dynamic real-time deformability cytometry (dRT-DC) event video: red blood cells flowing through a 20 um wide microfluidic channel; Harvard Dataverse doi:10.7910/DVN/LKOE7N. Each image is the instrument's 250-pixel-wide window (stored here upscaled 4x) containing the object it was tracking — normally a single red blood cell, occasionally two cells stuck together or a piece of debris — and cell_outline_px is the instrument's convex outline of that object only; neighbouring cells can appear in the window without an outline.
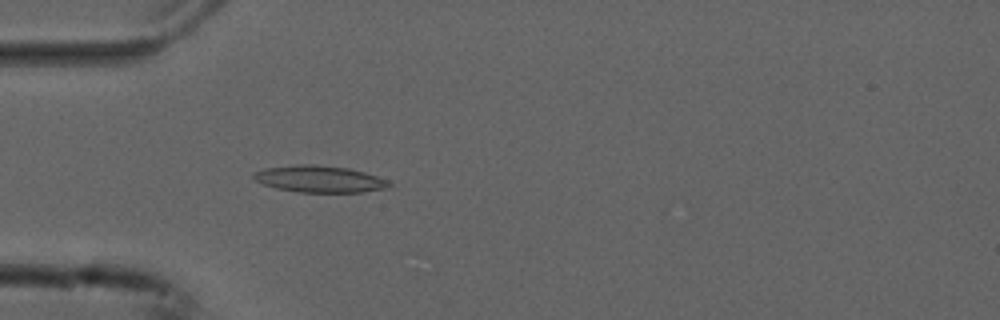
{"species": "common noctule bat (a hibernating species)", "species_latin": "Nyctalus noctula", "temperature_condition": "cold", "stored_images_in_passage": 52, "camera_frame_rate_fps": 3000, "um_per_image_px": 0.085, "animal": {"sex": "male", "forearm_length_mm": 52.5}, "frame": {"image": 1, "passage_image": 14, "time_ms": 4.333, "image_size_px": [1000, 320], "cell_outline_px": [[392, 184], [388, 188], [360, 192], [300, 192], [276, 188], [264, 184], [256, 180], [252, 176], [256, 172], [264, 168], [300, 164], [312, 164], [348, 168], [364, 172], [388, 180]], "centroid_in_image_um": [27.18, 15.21], "position_along_channel_um": 57.8, "area_um2": 20.92}}
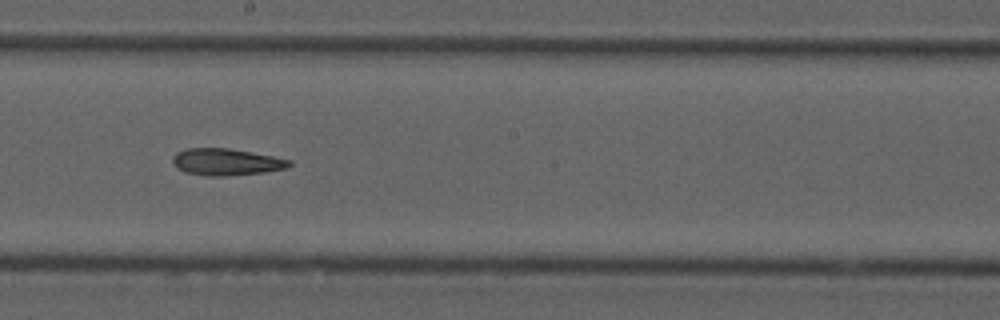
{"frame": {"image": 2, "passage_image": 28, "time_ms": 9.0, "image_size_px": [1000, 320], "cell_outline_px": [[292, 164], [284, 168], [264, 172], [224, 176], [208, 176], [184, 172], [176, 168], [172, 164], [172, 156], [176, 152], [184, 148], [228, 148], [272, 156], [292, 160]], "centroid_in_image_um": [19.16, 13.76], "position_along_channel_um": 229.0, "area_um2": 18.26}}
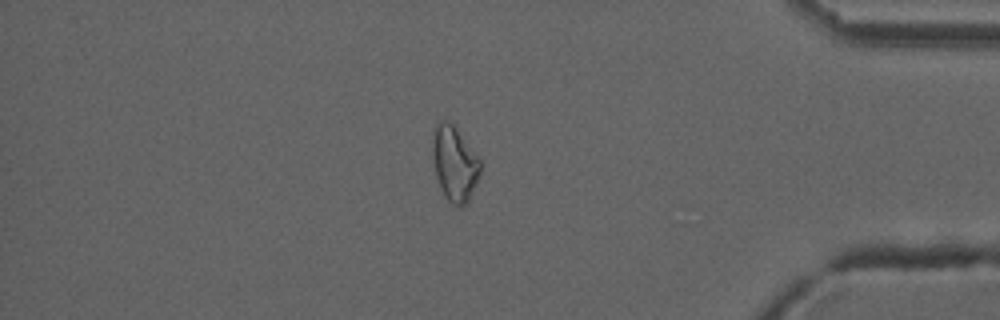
{"frame": {"image": 3, "passage_image": 44, "time_ms": 14.333, "image_size_px": [1000, 320], "cell_outline_px": [[480, 172], [476, 184], [468, 200], [460, 208], [452, 204], [444, 196], [440, 188], [436, 176], [432, 152], [432, 136], [436, 124], [440, 120], [448, 120], [456, 128], [480, 156]], "centroid_in_image_um": [38.63, 13.88], "position_along_channel_um": 396.6, "area_um2": 21.04}, "authors_computed_cell_mechanics": {"area_um2": 19.652, "velocity_mm_per_s": 3.7659, "shape_relaxation_time_tau1_ms": null, "shape_relaxation_time_tau2_ms": 11.0124, "deformation_change_tau1": null, "deformation_change_tau2": 0.2257}}